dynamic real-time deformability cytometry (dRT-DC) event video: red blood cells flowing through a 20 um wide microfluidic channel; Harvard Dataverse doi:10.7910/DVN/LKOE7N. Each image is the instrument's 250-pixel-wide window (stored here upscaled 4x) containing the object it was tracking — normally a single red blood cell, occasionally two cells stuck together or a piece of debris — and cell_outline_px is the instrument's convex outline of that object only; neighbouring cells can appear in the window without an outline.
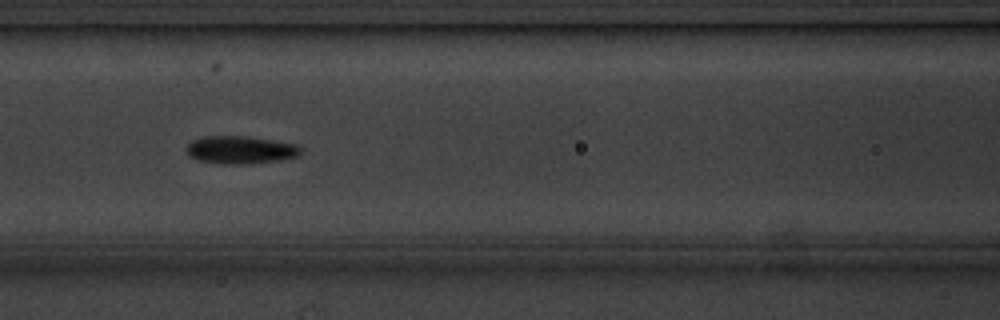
{"species": "common noctule bat (a hibernating species)", "species_latin": "Nyctalus noctula", "temperature_condition": "cold", "stored_images_in_passage": 9, "camera_frame_rate_fps": 3000, "um_per_image_px": 0.085, "animal": {"sex": "male", "body_mass_g": 20.1, "forearm_length_mm": 53.5}, "frame": {"image": 1, "passage_image": 7, "time_ms": 7.0, "image_size_px": [1000, 320], "cell_outline_px": [[300, 152], [296, 156], [280, 160], [248, 164], [216, 164], [196, 160], [188, 156], [184, 148], [192, 140], [204, 136], [248, 136], [296, 144], [300, 148]], "centroid_in_image_um": [20.35, 12.74], "position_along_channel_um": 146.3, "area_um2": 18.73}}